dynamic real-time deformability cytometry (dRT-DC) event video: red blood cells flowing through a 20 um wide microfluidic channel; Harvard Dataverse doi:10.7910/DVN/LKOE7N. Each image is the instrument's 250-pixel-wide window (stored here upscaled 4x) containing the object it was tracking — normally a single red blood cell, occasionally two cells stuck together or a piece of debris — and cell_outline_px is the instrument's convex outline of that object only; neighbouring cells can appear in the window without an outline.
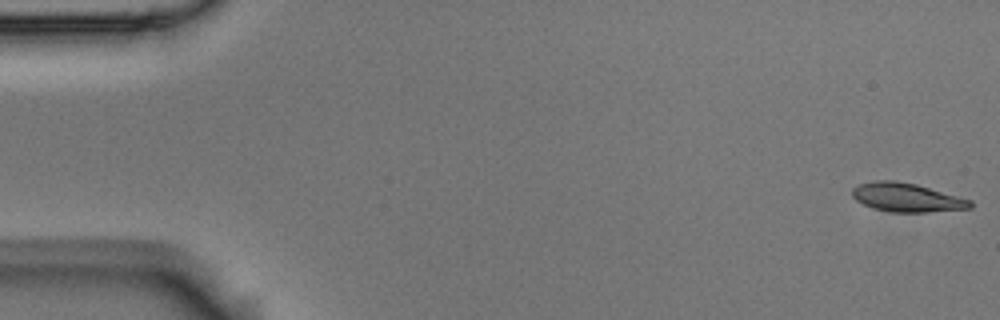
{"species": "Egyptian fruit bat (a non-hibernating species)", "species_latin": "Rousettus aegyptiacus", "temperature_condition": "room temperature", "stored_images_in_passage": 55, "camera_frame_rate_fps": 3000, "um_per_image_px": 0.085, "animal": {"sex": "male"}, "frame": {"image": 1, "passage_image": 1, "time_ms": 0.0, "image_size_px": [1000, 320], "cell_outline_px": [[972, 208], [928, 212], [892, 212], [876, 208], [864, 204], [856, 200], [852, 196], [852, 188], [860, 184], [872, 180], [896, 180], [916, 184], [972, 200]], "centroid_in_image_um": [77.08, 16.77], "position_along_channel_um": 7.9, "area_um2": 19.71}}
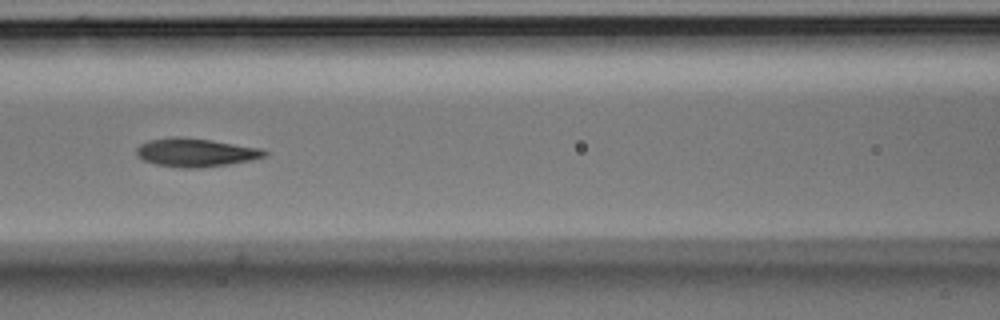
{"frame": {"image": 2, "passage_image": 24, "time_ms": 7.667, "image_size_px": [1000, 320], "cell_outline_px": [[268, 156], [252, 160], [228, 164], [200, 168], [180, 168], [156, 164], [144, 160], [136, 156], [136, 148], [140, 144], [148, 140], [172, 136], [180, 136], [212, 140], [260, 148], [268, 152]], "centroid_in_image_um": [16.62, 12.96], "position_along_channel_um": 150.0, "area_um2": 21.44}}
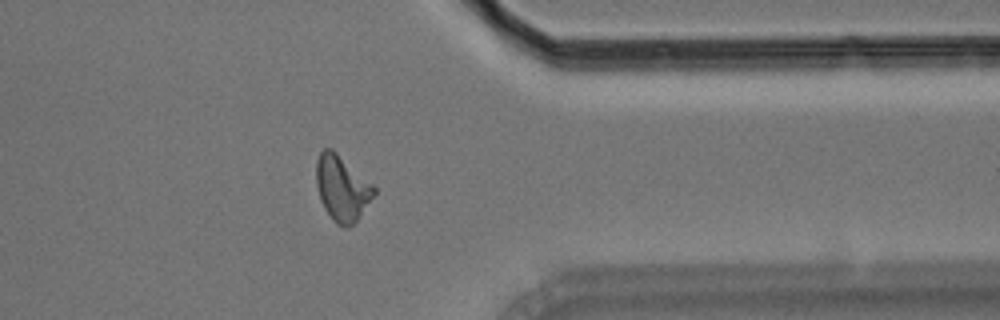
{"frame": {"image": 3, "passage_image": 44, "time_ms": 14.333, "image_size_px": [1000, 320], "cell_outline_px": [[376, 192], [356, 220], [352, 224], [344, 228], [336, 224], [332, 220], [324, 208], [320, 200], [316, 184], [316, 160], [320, 152], [324, 148], [332, 148], [372, 184], [376, 188]], "centroid_in_image_um": [29.03, 15.99], "position_along_channel_um": 382.4, "area_um2": 21.79}, "authors_computed_cell_mechanics": {"area_um2": 20.6346, "velocity_mm_per_s": 3.6398, "shape_relaxation_time_tau1_ms": 4.2004, "shape_relaxation_time_tau2_ms": 4.2842, "deformation_change_tau1": 0.1695, "deformation_change_tau2": 0.1177}}